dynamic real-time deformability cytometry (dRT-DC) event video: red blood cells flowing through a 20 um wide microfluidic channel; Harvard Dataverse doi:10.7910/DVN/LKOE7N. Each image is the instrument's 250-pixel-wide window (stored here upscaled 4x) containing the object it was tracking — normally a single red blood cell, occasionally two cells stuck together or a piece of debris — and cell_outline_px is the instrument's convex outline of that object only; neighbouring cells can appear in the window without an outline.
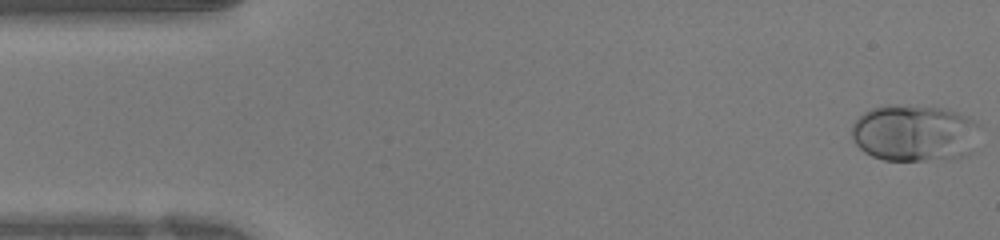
{"species": "human", "species_latin": "Homo sapiens", "temperature_condition": "warm", "stored_images_in_passage": 41, "camera_frame_rate_fps": 3000, "um_per_image_px": 0.085, "donor": {"sex": "female"}, "frame": {"image": 1, "passage_image": 1, "time_ms": 0.0, "image_size_px": [1000, 240], "cell_outline_px": [[980, 124], [972, 152], [964, 156], [952, 160], [884, 160], [872, 156], [864, 152], [852, 140], [852, 124], [864, 112], [872, 108], [884, 104], [908, 104], [948, 108], [968, 116]], "centroid_in_image_um": [77.75, 11.29], "position_along_channel_um": 7.2, "area_um2": 43.41}}
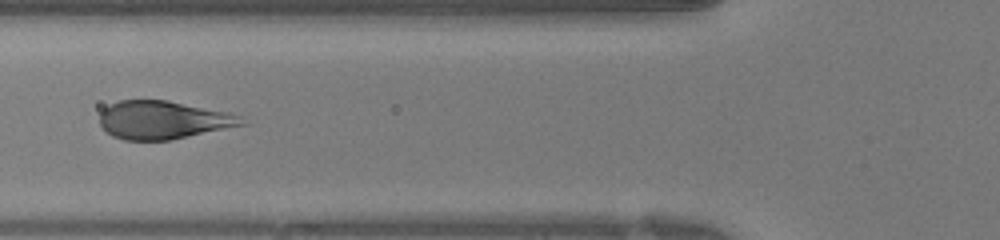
{"frame": {"image": 2, "passage_image": 15, "time_ms": 4.667, "image_size_px": [1000, 240], "cell_outline_px": [[248, 124], [172, 140], [124, 140], [112, 136], [100, 124], [100, 112], [104, 108], [120, 100], [168, 100], [228, 112], [244, 116]], "centroid_in_image_um": [13.92, 10.2], "position_along_channel_um": 111.9, "area_um2": 31.79}}
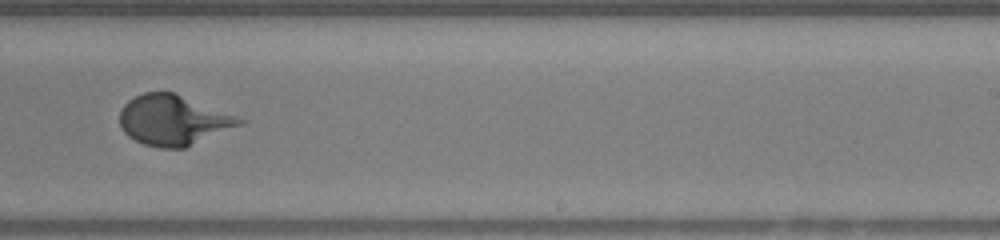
{"frame": {"image": 3, "passage_image": 25, "time_ms": 8.0, "image_size_px": [1000, 240], "cell_outline_px": [[248, 120], [244, 124], [184, 148], [160, 148], [144, 144], [128, 136], [124, 132], [120, 124], [120, 108], [128, 100], [144, 92], [172, 92]], "centroid_in_image_um": [14.73, 10.22], "position_along_channel_um": 274.3, "area_um2": 34.85}}